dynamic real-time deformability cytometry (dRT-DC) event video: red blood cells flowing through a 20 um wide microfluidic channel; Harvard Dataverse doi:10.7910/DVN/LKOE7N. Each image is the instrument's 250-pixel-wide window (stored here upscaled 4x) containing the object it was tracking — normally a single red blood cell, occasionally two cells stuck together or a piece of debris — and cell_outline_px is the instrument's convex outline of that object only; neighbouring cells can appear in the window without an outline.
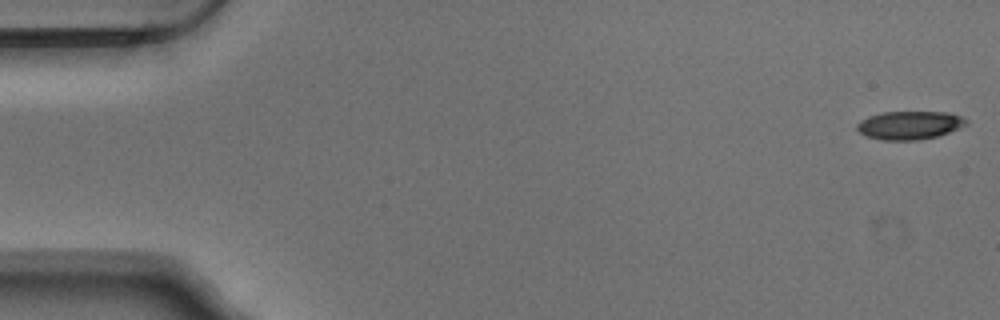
{"species": "Egyptian fruit bat (a non-hibernating species)", "species_latin": "Rousettus aegyptiacus", "temperature_condition": "warm", "stored_images_in_passage": 54, "camera_frame_rate_fps": 3000, "um_per_image_px": 0.085, "animal": {"sex": "male"}, "frame": {"image": 1, "passage_image": 1, "time_ms": 0.0, "image_size_px": [1000, 320], "cell_outline_px": [[968, 124], [948, 132], [936, 136], [916, 140], [880, 140], [864, 136], [856, 128], [856, 124], [860, 120], [868, 116], [880, 112], [948, 112], [960, 116], [968, 120]], "centroid_in_image_um": [77.26, 10.64], "position_along_channel_um": 7.7, "area_um2": 18.09}}
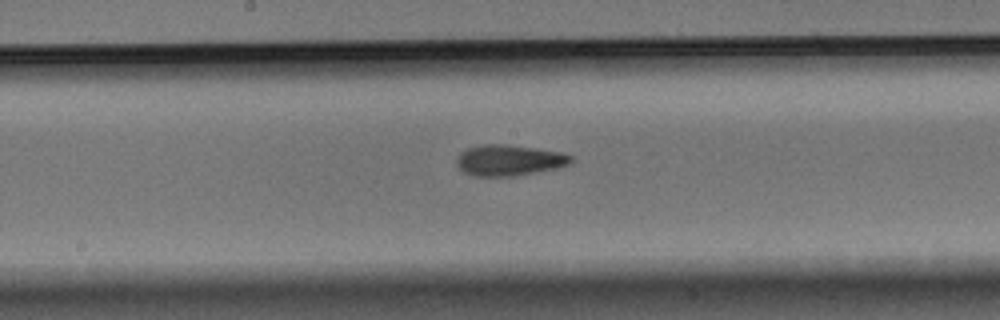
{"frame": {"image": 2, "passage_image": 28, "time_ms": 9.0, "image_size_px": [1000, 320], "cell_outline_px": [[572, 160], [568, 164], [556, 168], [512, 176], [472, 176], [464, 172], [456, 164], [456, 160], [460, 152], [468, 148], [484, 144], [504, 144], [560, 152], [572, 156]], "centroid_in_image_um": [43.22, 13.62], "position_along_channel_um": 205.0, "area_um2": 20.29}}
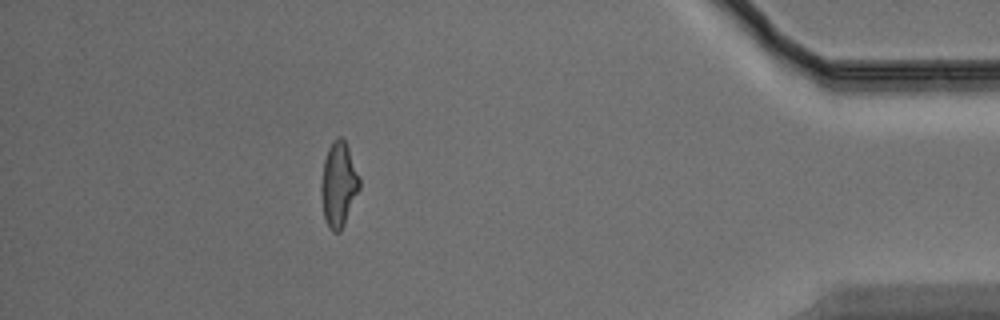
{"frame": {"image": 3, "passage_image": 48, "time_ms": 15.667, "image_size_px": [1000, 320], "cell_outline_px": [[360, 188], [344, 224], [340, 232], [332, 232], [328, 228], [324, 216], [320, 192], [320, 184], [324, 160], [328, 148], [332, 140], [336, 136], [344, 136], [360, 176]], "centroid_in_image_um": [28.78, 15.63], "position_along_channel_um": 406.4, "area_um2": 19.31}, "authors_computed_cell_mechanics": {"area_um2": 19.3341, "velocity_mm_per_s": 3.7523, "shape_relaxation_time_tau1_ms": 5.7748, "shape_relaxation_time_tau2_ms": 3.1248, "deformation_change_tau1": 0.1776, "deformation_change_tau2": 0.1227}}